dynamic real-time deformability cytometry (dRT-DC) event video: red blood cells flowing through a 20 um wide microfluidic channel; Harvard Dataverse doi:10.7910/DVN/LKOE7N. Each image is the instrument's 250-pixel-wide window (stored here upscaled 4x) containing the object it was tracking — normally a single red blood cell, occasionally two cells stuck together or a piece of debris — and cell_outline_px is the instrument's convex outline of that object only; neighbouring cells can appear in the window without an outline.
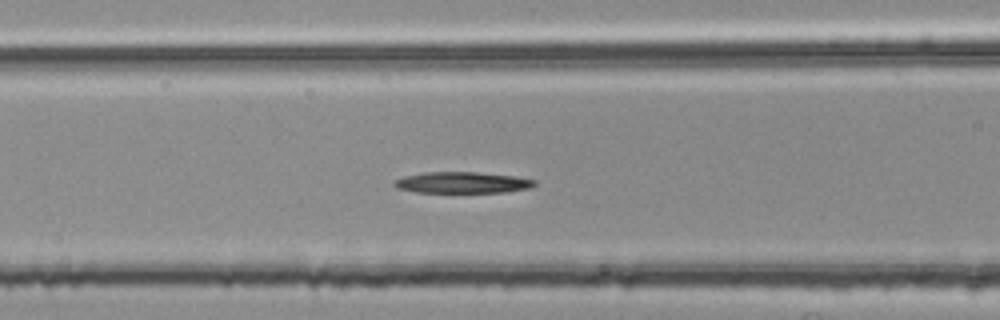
{"species": "common noctule bat (a hibernating species)", "species_latin": "Nyctalus noctula", "temperature_condition": "room temperature", "stored_images_in_passage": 42, "camera_frame_rate_fps": 3000, "um_per_image_px": 0.085, "animal": {"sex": "female", "body_mass_g": 25.1}, "frame": {"image": 1, "passage_image": 13, "time_ms": 4.0, "image_size_px": [1000, 320], "cell_outline_px": [[536, 184], [532, 188], [504, 192], [416, 192], [396, 188], [392, 184], [396, 180], [404, 176], [424, 172], [476, 172], [516, 176], [536, 180]], "centroid_in_image_um": [39.32, 15.51], "position_along_channel_um": 127.3, "area_um2": 17.4}}
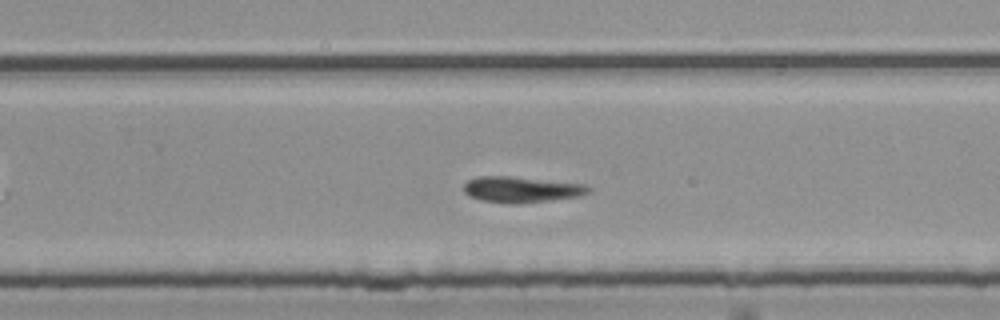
{"frame": {"image": 2, "passage_image": 26, "time_ms": 8.333, "image_size_px": [1000, 320], "cell_outline_px": [[592, 192], [580, 196], [552, 200], [520, 204], [512, 204], [480, 200], [468, 196], [464, 192], [464, 184], [468, 180], [476, 176], [512, 176], [588, 184], [592, 188]], "centroid_in_image_um": [44.36, 16.11], "position_along_channel_um": 285.4, "area_um2": 19.31}}
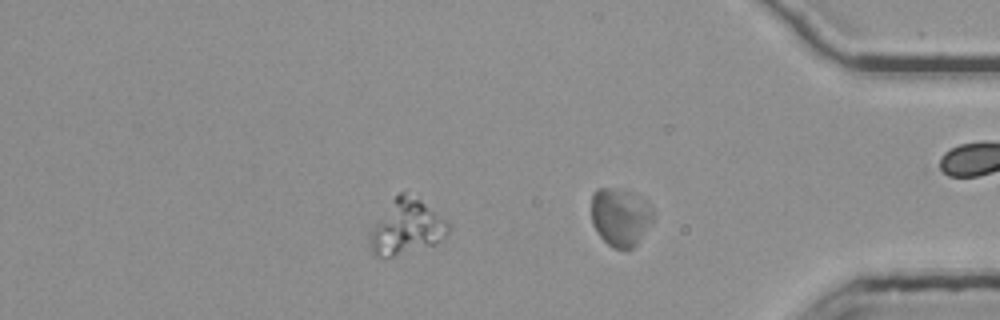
{"frame": {"image": 3, "passage_image": 35, "time_ms": 11.333, "image_size_px": [1000, 320], "cell_outline_px": [[448, 232], [436, 244], [392, 256], [376, 256], [372, 252], [368, 236], [372, 228], [396, 196], [400, 192], [404, 192], [420, 200], [444, 220], [448, 224]], "centroid_in_image_um": [34.53, 19.33], "position_along_channel_um": 400.7, "area_um2": 23.99}, "authors_computed_cell_mechanics": {"area_um2": 18.8717, "velocity_mm_per_s": 3.6705, "shape_relaxation_time_tau1_ms": 7.0797, "shape_relaxation_time_tau2_ms": 3.1305, "deformation_change_tau1": 0.1655, "deformation_change_tau2": 0.0801}}